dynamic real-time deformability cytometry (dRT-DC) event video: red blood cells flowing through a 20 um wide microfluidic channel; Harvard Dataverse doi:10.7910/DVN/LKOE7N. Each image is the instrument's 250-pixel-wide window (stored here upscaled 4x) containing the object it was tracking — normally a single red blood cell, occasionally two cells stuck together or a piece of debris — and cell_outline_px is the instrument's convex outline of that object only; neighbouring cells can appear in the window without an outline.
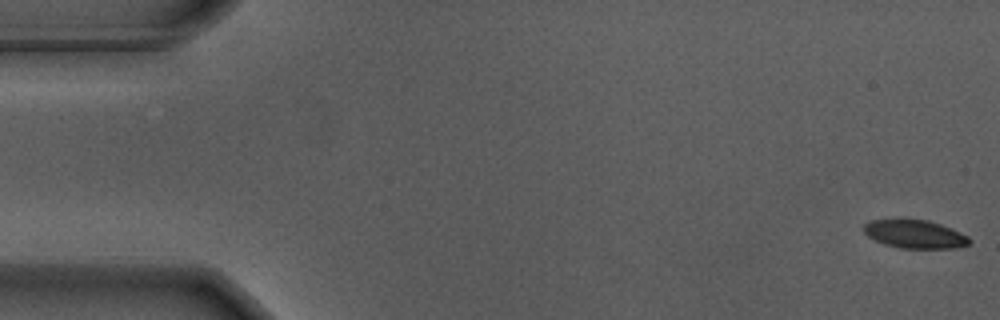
{"species": "Egyptian fruit bat (a non-hibernating species)", "species_latin": "Rousettus aegyptiacus", "temperature_condition": "warm", "stored_images_in_passage": 56, "camera_frame_rate_fps": 3000, "um_per_image_px": 0.085, "animal": {"sex": "male"}, "frame": {"image": 1, "passage_image": 1, "time_ms": 0.0, "image_size_px": [1000, 320], "cell_outline_px": [[972, 240], [968, 244], [952, 248], [900, 248], [884, 244], [868, 236], [864, 232], [864, 224], [872, 220], [904, 216], [928, 220], [952, 228], [968, 236]], "centroid_in_image_um": [77.73, 19.85], "position_along_channel_um": 7.3, "area_um2": 17.98}}
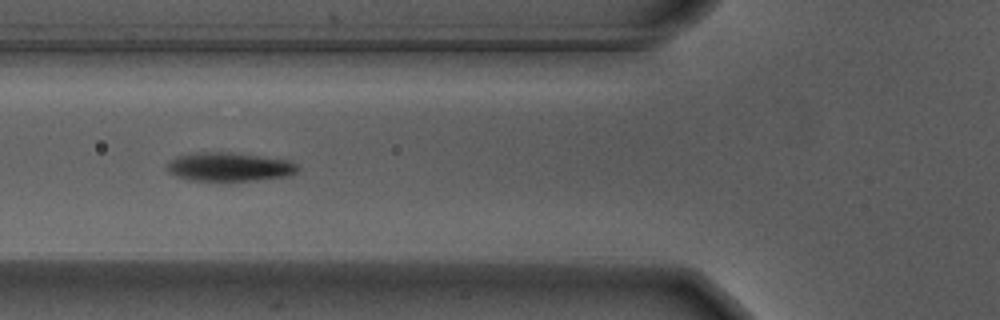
{"frame": {"image": 2, "passage_image": 21, "time_ms": 6.667, "image_size_px": [1000, 320], "cell_outline_px": [[300, 168], [296, 172], [288, 176], [252, 180], [188, 180], [176, 176], [168, 172], [164, 168], [164, 164], [176, 156], [196, 152], [232, 152], [288, 160], [296, 164]], "centroid_in_image_um": [19.42, 14.17], "position_along_channel_um": 106.4, "area_um2": 21.96}}
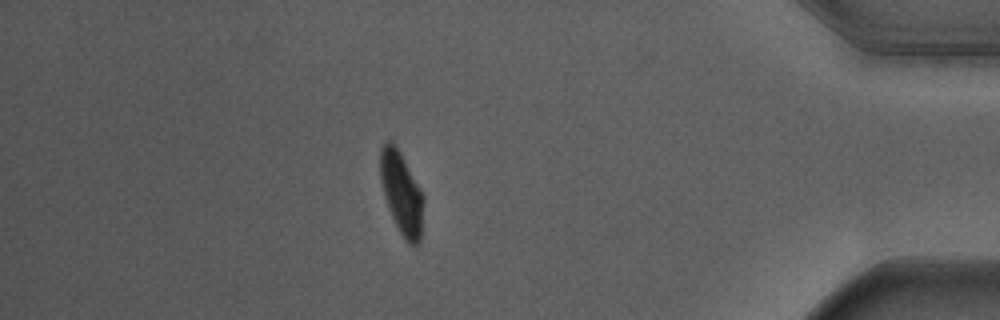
{"frame": {"image": 3, "passage_image": 49, "time_ms": 16.0, "image_size_px": [1000, 320], "cell_outline_px": [[424, 200], [420, 240], [416, 248], [408, 244], [404, 240], [392, 216], [384, 192], [380, 176], [380, 148], [388, 140], [392, 140], [400, 152], [420, 188], [424, 196]], "centroid_in_image_um": [34.15, 16.43], "position_along_channel_um": 401.1, "area_um2": 20.58}, "authors_computed_cell_mechanics": {"area_um2": 20.7213, "velocity_mm_per_s": 3.6486, "shape_relaxation_time_tau1_ms": 2.5854, "shape_relaxation_time_tau2_ms": null, "deformation_change_tau1": 0.194, "deformation_change_tau2": null}}